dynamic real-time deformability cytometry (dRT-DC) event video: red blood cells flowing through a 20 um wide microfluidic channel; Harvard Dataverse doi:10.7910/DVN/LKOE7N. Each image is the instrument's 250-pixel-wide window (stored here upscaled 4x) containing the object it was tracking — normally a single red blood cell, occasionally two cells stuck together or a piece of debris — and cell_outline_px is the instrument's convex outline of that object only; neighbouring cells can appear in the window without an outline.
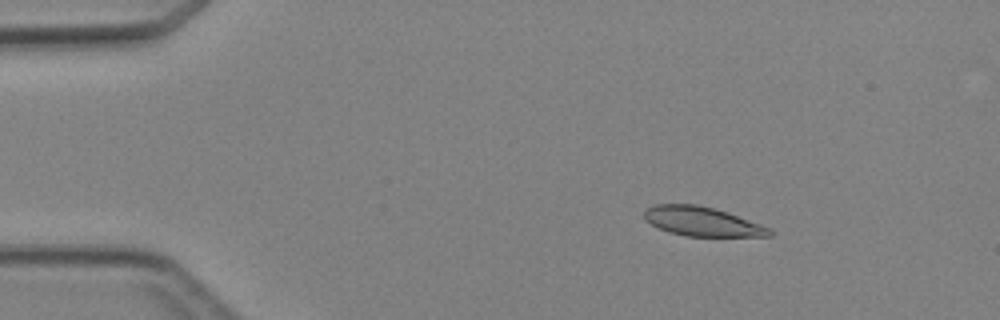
{"species": "Egyptian fruit bat (a non-hibernating species)", "species_latin": "Rousettus aegyptiacus", "temperature_condition": "cold", "stored_images_in_passage": 6, "camera_frame_rate_fps": 3000, "um_per_image_px": 0.085, "animal": {"sex": "female"}, "frame": {"image": 1, "passage_image": 3, "time_ms": 2.333, "image_size_px": [1000, 320], "cell_outline_px": [[772, 236], [688, 236], [668, 232], [644, 220], [644, 212], [648, 208], [656, 204], [696, 204], [728, 212], [772, 228]], "centroid_in_image_um": [59.7, 18.83], "position_along_channel_um": 25.3, "area_um2": 21.27}}